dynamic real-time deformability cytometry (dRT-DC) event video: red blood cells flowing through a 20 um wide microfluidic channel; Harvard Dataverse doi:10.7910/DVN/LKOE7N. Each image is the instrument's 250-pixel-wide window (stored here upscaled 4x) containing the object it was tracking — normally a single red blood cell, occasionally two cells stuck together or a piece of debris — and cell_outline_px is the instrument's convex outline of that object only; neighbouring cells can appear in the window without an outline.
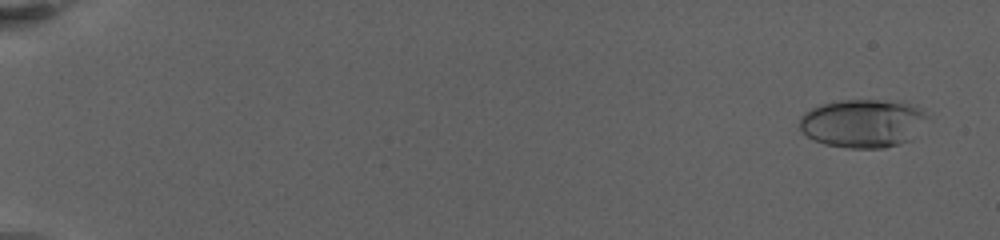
{"species": "human", "species_latin": "Homo sapiens", "temperature_condition": "warm", "stored_images_in_passage": 51, "camera_frame_rate_fps": 3000, "um_per_image_px": 0.085, "donor": {"sex": "female"}, "frame": {"image": 1, "passage_image": 4, "time_ms": 1.0, "image_size_px": [1000, 240], "cell_outline_px": [[928, 116], [912, 140], [900, 144], [884, 148], [848, 148], [824, 144], [808, 136], [800, 128], [800, 116], [804, 112], [812, 108], [824, 104], [840, 100], [904, 100], [920, 108]], "centroid_in_image_um": [73.38, 10.47], "position_along_channel_um": 11.6, "area_um2": 36.24}}
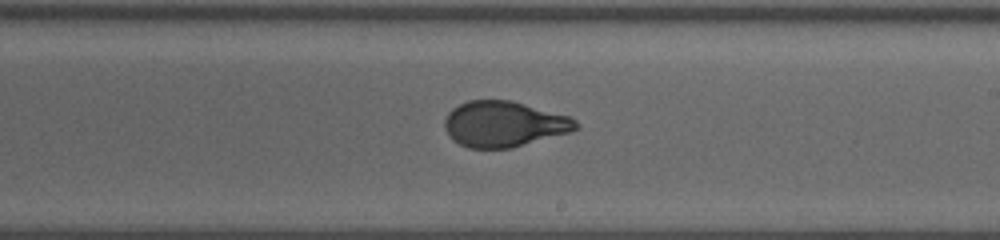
{"frame": {"image": 2, "passage_image": 25, "time_ms": 14.333, "image_size_px": [1000, 240], "cell_outline_px": [[580, 128], [568, 132], [512, 148], [468, 148], [452, 140], [444, 128], [444, 120], [448, 112], [452, 108], [468, 100], [512, 100], [568, 116], [576, 120], [580, 124]], "centroid_in_image_um": [42.81, 10.54], "position_along_channel_um": 246.2, "area_um2": 34.97}}
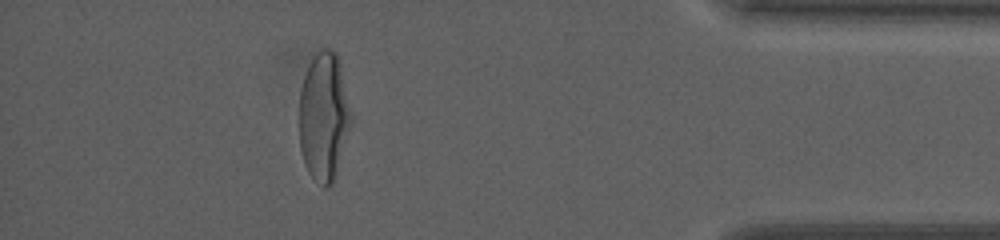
{"frame": {"image": 3, "passage_image": 45, "time_ms": 20.667, "image_size_px": [1000, 240], "cell_outline_px": [[352, 120], [332, 184], [328, 188], [324, 188], [308, 172], [304, 164], [300, 148], [300, 88], [304, 76], [312, 60], [324, 48], [328, 48], [336, 52], [340, 64], [352, 116]], "centroid_in_image_um": [27.52, 9.93], "position_along_channel_um": 407.7, "area_um2": 38.21}, "authors_computed_cell_mechanics": {"area_um2": 35.6626, "velocity_mm_per_s": 3.1244, "shape_relaxation_time_tau1_ms": 8.0328, "shape_relaxation_time_tau2_ms": null, "deformation_change_tau1": 0.2492, "deformation_change_tau2": null}}